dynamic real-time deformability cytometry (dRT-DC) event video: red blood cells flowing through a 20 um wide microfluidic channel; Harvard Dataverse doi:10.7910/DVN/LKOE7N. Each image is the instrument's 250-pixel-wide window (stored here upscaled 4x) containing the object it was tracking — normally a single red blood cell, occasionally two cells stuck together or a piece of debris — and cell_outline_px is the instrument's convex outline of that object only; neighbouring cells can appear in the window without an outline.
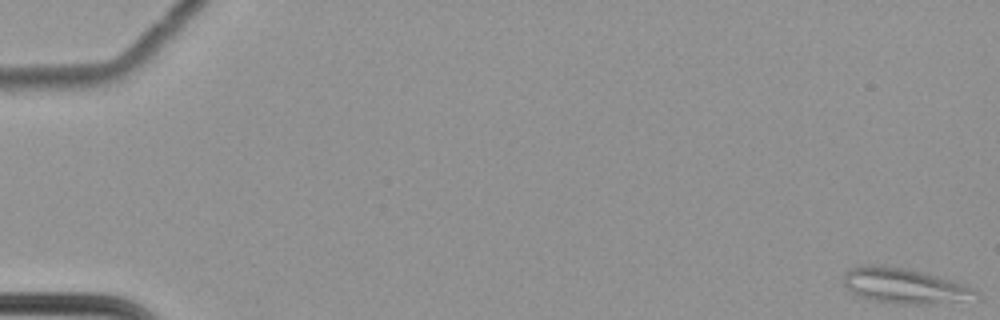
{"species": "common noctule bat (a hibernating species)", "species_latin": "Nyctalus noctula", "temperature_condition": "cold", "stored_images_in_passage": 63, "camera_frame_rate_fps": 3000, "um_per_image_px": 0.085, "animal": {"sex": "female", "body_mass_g": 22.7, "forearm_length_mm": 54.2}, "frame": {"image": 1, "passage_image": 1, "time_ms": 0.0, "image_size_px": [1000, 320], "cell_outline_px": [[980, 300], [924, 304], [896, 304], [872, 300], [860, 296], [852, 292], [844, 284], [844, 272], [848, 268], [860, 264], [872, 264], [904, 268], [924, 272], [952, 280], [976, 288], [980, 292]], "centroid_in_image_um": [76.96, 24.3], "position_along_channel_um": 8.0, "area_um2": 27.8}}
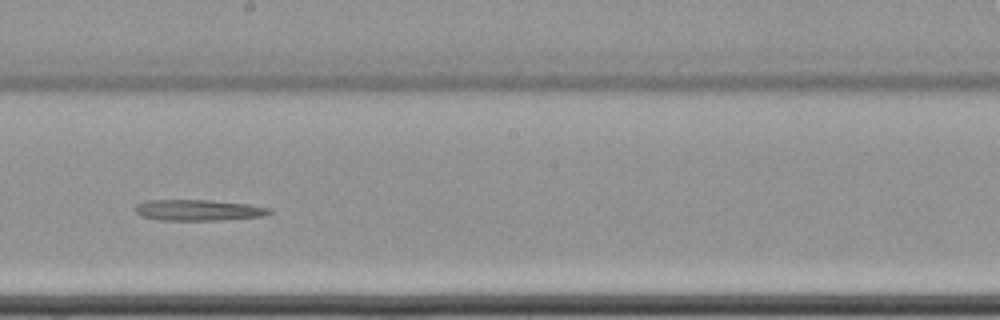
{"frame": {"image": 2, "passage_image": 38, "time_ms": 12.333, "image_size_px": [1000, 320], "cell_outline_px": [[276, 212], [260, 216], [216, 220], [156, 220], [140, 216], [136, 212], [136, 204], [144, 200], [212, 200], [248, 204], [272, 208]], "centroid_in_image_um": [16.85, 17.85], "position_along_channel_um": 231.3, "area_um2": 16.53}}
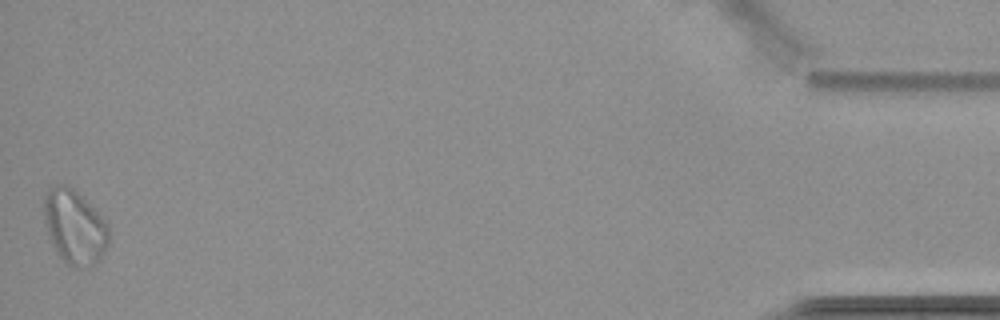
{"frame": {"image": 3, "passage_image": 63, "time_ms": 20.667, "image_size_px": [1000, 320], "cell_outline_px": [[108, 244], [100, 260], [96, 264], [88, 268], [72, 268], [60, 256], [48, 232], [44, 220], [44, 196], [48, 188], [56, 184], [64, 184], [72, 188], [108, 224]], "centroid_in_image_um": [6.34, 19.31], "position_along_channel_um": 428.9, "area_um2": 27.63}}